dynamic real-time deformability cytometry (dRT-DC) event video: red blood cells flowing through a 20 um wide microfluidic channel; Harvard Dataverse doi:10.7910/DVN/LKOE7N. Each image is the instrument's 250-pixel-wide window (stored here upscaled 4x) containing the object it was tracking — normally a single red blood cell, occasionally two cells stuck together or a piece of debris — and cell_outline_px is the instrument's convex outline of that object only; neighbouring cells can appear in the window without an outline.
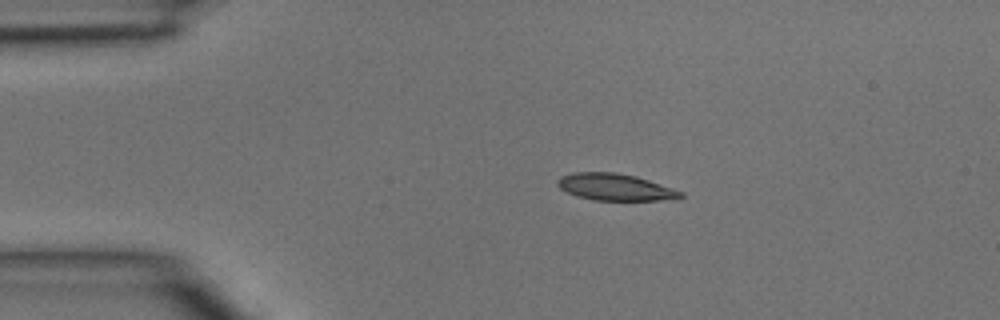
{"species": "common noctule bat (a hibernating species)", "species_latin": "Nyctalus noctula", "temperature_condition": "room temperature", "stored_images_in_passage": 3, "camera_frame_rate_fps": 3000, "um_per_image_px": 0.085, "animal": {"sex": "male", "body_mass_g": 15.6}, "frame": {"image": 1, "passage_image": 2, "time_ms": 0.333, "image_size_px": [1000, 320], "cell_outline_px": [[684, 196], [680, 200], [592, 200], [576, 196], [560, 188], [556, 184], [556, 180], [560, 176], [572, 172], [616, 172], [636, 176], [684, 192]], "centroid_in_image_um": [52.3, 15.91], "position_along_channel_um": 32.7, "area_um2": 19.48}}